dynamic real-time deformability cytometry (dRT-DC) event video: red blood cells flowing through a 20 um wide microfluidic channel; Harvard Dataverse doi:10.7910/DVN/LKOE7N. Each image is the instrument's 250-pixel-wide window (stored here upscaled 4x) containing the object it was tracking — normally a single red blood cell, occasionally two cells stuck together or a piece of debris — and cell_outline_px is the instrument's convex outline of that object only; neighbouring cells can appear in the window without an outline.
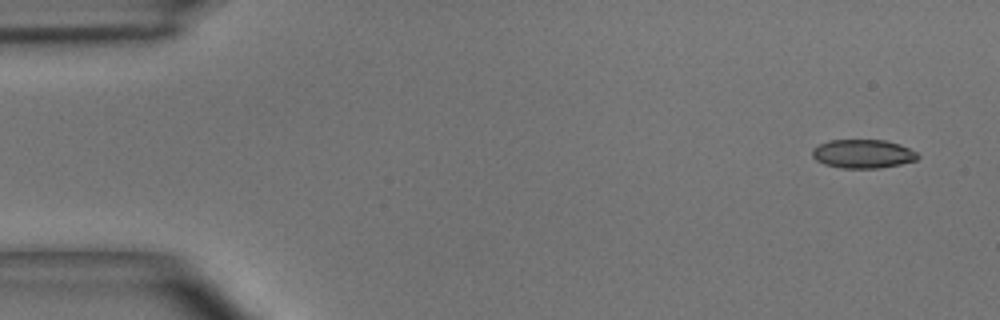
{"species": "common noctule bat (a hibernating species)", "species_latin": "Nyctalus noctula", "temperature_condition": "room temperature", "stored_images_in_passage": 4, "camera_frame_rate_fps": 3000, "um_per_image_px": 0.085, "animal": {"sex": "male", "body_mass_g": 15.6}, "frame": {"image": 1, "passage_image": 1, "time_ms": 0.0, "image_size_px": [1000, 320], "cell_outline_px": [[920, 156], [916, 160], [900, 164], [880, 168], [844, 168], [824, 164], [816, 160], [812, 156], [812, 148], [828, 140], [884, 140], [900, 144], [916, 152]], "centroid_in_image_um": [73.34, 13.07], "position_along_channel_um": 11.7, "area_um2": 17.63}}
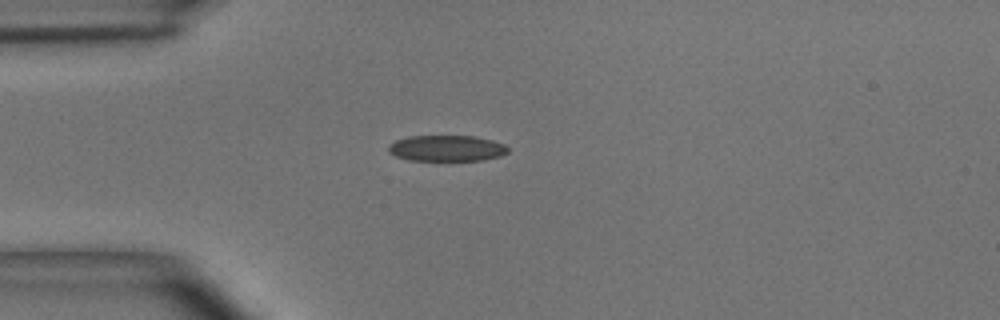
{"frame": {"image": 2, "passage_image": 3, "time_ms": 0.667, "image_size_px": [1000, 320], "cell_outline_px": [[508, 152], [500, 156], [480, 160], [408, 160], [396, 156], [388, 152], [388, 144], [396, 140], [408, 136], [472, 136], [492, 140], [504, 144], [508, 148]], "centroid_in_image_um": [37.93, 12.6], "position_along_channel_um": 47.1, "area_um2": 18.03}}